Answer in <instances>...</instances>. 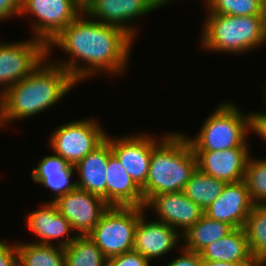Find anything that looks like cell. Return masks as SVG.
<instances>
[{
    "instance_id": "obj_7",
    "label": "cell",
    "mask_w": 266,
    "mask_h": 266,
    "mask_svg": "<svg viewBox=\"0 0 266 266\" xmlns=\"http://www.w3.org/2000/svg\"><path fill=\"white\" fill-rule=\"evenodd\" d=\"M107 134L96 120L71 121L51 133L50 144L54 154L75 166L105 139Z\"/></svg>"
},
{
    "instance_id": "obj_25",
    "label": "cell",
    "mask_w": 266,
    "mask_h": 266,
    "mask_svg": "<svg viewBox=\"0 0 266 266\" xmlns=\"http://www.w3.org/2000/svg\"><path fill=\"white\" fill-rule=\"evenodd\" d=\"M243 228L252 257L266 265V204H254Z\"/></svg>"
},
{
    "instance_id": "obj_18",
    "label": "cell",
    "mask_w": 266,
    "mask_h": 266,
    "mask_svg": "<svg viewBox=\"0 0 266 266\" xmlns=\"http://www.w3.org/2000/svg\"><path fill=\"white\" fill-rule=\"evenodd\" d=\"M106 179V202L110 206H145L141 188L113 153L108 159Z\"/></svg>"
},
{
    "instance_id": "obj_14",
    "label": "cell",
    "mask_w": 266,
    "mask_h": 266,
    "mask_svg": "<svg viewBox=\"0 0 266 266\" xmlns=\"http://www.w3.org/2000/svg\"><path fill=\"white\" fill-rule=\"evenodd\" d=\"M253 206L246 183L242 180L226 183L216 201L204 210V215L233 228H242Z\"/></svg>"
},
{
    "instance_id": "obj_10",
    "label": "cell",
    "mask_w": 266,
    "mask_h": 266,
    "mask_svg": "<svg viewBox=\"0 0 266 266\" xmlns=\"http://www.w3.org/2000/svg\"><path fill=\"white\" fill-rule=\"evenodd\" d=\"M53 202L79 236L88 235L110 206L102 197L77 187Z\"/></svg>"
},
{
    "instance_id": "obj_13",
    "label": "cell",
    "mask_w": 266,
    "mask_h": 266,
    "mask_svg": "<svg viewBox=\"0 0 266 266\" xmlns=\"http://www.w3.org/2000/svg\"><path fill=\"white\" fill-rule=\"evenodd\" d=\"M151 207L155 209L158 221L165 222L176 230L182 229L181 234L204 215V210L190 200L183 191L152 196L144 208L147 210Z\"/></svg>"
},
{
    "instance_id": "obj_27",
    "label": "cell",
    "mask_w": 266,
    "mask_h": 266,
    "mask_svg": "<svg viewBox=\"0 0 266 266\" xmlns=\"http://www.w3.org/2000/svg\"><path fill=\"white\" fill-rule=\"evenodd\" d=\"M209 13L232 16L266 15V0H207Z\"/></svg>"
},
{
    "instance_id": "obj_6",
    "label": "cell",
    "mask_w": 266,
    "mask_h": 266,
    "mask_svg": "<svg viewBox=\"0 0 266 266\" xmlns=\"http://www.w3.org/2000/svg\"><path fill=\"white\" fill-rule=\"evenodd\" d=\"M144 211V207L109 206L87 236L107 259L132 251L136 225Z\"/></svg>"
},
{
    "instance_id": "obj_12",
    "label": "cell",
    "mask_w": 266,
    "mask_h": 266,
    "mask_svg": "<svg viewBox=\"0 0 266 266\" xmlns=\"http://www.w3.org/2000/svg\"><path fill=\"white\" fill-rule=\"evenodd\" d=\"M160 7L158 0H91L83 11L92 19L123 29L135 39L137 31L128 22Z\"/></svg>"
},
{
    "instance_id": "obj_35",
    "label": "cell",
    "mask_w": 266,
    "mask_h": 266,
    "mask_svg": "<svg viewBox=\"0 0 266 266\" xmlns=\"http://www.w3.org/2000/svg\"><path fill=\"white\" fill-rule=\"evenodd\" d=\"M79 7H81L83 10L86 8V6L91 2V0H73Z\"/></svg>"
},
{
    "instance_id": "obj_8",
    "label": "cell",
    "mask_w": 266,
    "mask_h": 266,
    "mask_svg": "<svg viewBox=\"0 0 266 266\" xmlns=\"http://www.w3.org/2000/svg\"><path fill=\"white\" fill-rule=\"evenodd\" d=\"M32 40L0 43V95L31 74L48 58V46Z\"/></svg>"
},
{
    "instance_id": "obj_5",
    "label": "cell",
    "mask_w": 266,
    "mask_h": 266,
    "mask_svg": "<svg viewBox=\"0 0 266 266\" xmlns=\"http://www.w3.org/2000/svg\"><path fill=\"white\" fill-rule=\"evenodd\" d=\"M250 114H244L234 103L225 102L209 115L194 139L186 136L193 151H221L248 148Z\"/></svg>"
},
{
    "instance_id": "obj_34",
    "label": "cell",
    "mask_w": 266,
    "mask_h": 266,
    "mask_svg": "<svg viewBox=\"0 0 266 266\" xmlns=\"http://www.w3.org/2000/svg\"><path fill=\"white\" fill-rule=\"evenodd\" d=\"M202 266H261L257 261L222 262L202 259Z\"/></svg>"
},
{
    "instance_id": "obj_9",
    "label": "cell",
    "mask_w": 266,
    "mask_h": 266,
    "mask_svg": "<svg viewBox=\"0 0 266 266\" xmlns=\"http://www.w3.org/2000/svg\"><path fill=\"white\" fill-rule=\"evenodd\" d=\"M82 12L73 0H23L20 16L29 14L37 18L31 27L34 38L48 45Z\"/></svg>"
},
{
    "instance_id": "obj_2",
    "label": "cell",
    "mask_w": 266,
    "mask_h": 266,
    "mask_svg": "<svg viewBox=\"0 0 266 266\" xmlns=\"http://www.w3.org/2000/svg\"><path fill=\"white\" fill-rule=\"evenodd\" d=\"M50 61L46 58L31 74L0 95L2 126L52 107L78 83L63 67Z\"/></svg>"
},
{
    "instance_id": "obj_11",
    "label": "cell",
    "mask_w": 266,
    "mask_h": 266,
    "mask_svg": "<svg viewBox=\"0 0 266 266\" xmlns=\"http://www.w3.org/2000/svg\"><path fill=\"white\" fill-rule=\"evenodd\" d=\"M106 139L110 142L112 153L123 165L128 175L142 188L148 176L152 150L162 140L143 133L119 139L106 136Z\"/></svg>"
},
{
    "instance_id": "obj_17",
    "label": "cell",
    "mask_w": 266,
    "mask_h": 266,
    "mask_svg": "<svg viewBox=\"0 0 266 266\" xmlns=\"http://www.w3.org/2000/svg\"><path fill=\"white\" fill-rule=\"evenodd\" d=\"M41 206L26 218L29 230L40 238V241L34 243L51 245V241L62 238L59 246H69L77 236H69V232L74 231L70 222L58 211L53 201Z\"/></svg>"
},
{
    "instance_id": "obj_4",
    "label": "cell",
    "mask_w": 266,
    "mask_h": 266,
    "mask_svg": "<svg viewBox=\"0 0 266 266\" xmlns=\"http://www.w3.org/2000/svg\"><path fill=\"white\" fill-rule=\"evenodd\" d=\"M202 47L213 52L245 53L266 42V15L232 16L208 13Z\"/></svg>"
},
{
    "instance_id": "obj_21",
    "label": "cell",
    "mask_w": 266,
    "mask_h": 266,
    "mask_svg": "<svg viewBox=\"0 0 266 266\" xmlns=\"http://www.w3.org/2000/svg\"><path fill=\"white\" fill-rule=\"evenodd\" d=\"M200 254L202 259L210 261H256L250 252L243 227L234 228L223 238L209 244Z\"/></svg>"
},
{
    "instance_id": "obj_33",
    "label": "cell",
    "mask_w": 266,
    "mask_h": 266,
    "mask_svg": "<svg viewBox=\"0 0 266 266\" xmlns=\"http://www.w3.org/2000/svg\"><path fill=\"white\" fill-rule=\"evenodd\" d=\"M250 131L266 141V112L250 113Z\"/></svg>"
},
{
    "instance_id": "obj_37",
    "label": "cell",
    "mask_w": 266,
    "mask_h": 266,
    "mask_svg": "<svg viewBox=\"0 0 266 266\" xmlns=\"http://www.w3.org/2000/svg\"><path fill=\"white\" fill-rule=\"evenodd\" d=\"M0 127H2V122H1V108H0Z\"/></svg>"
},
{
    "instance_id": "obj_36",
    "label": "cell",
    "mask_w": 266,
    "mask_h": 266,
    "mask_svg": "<svg viewBox=\"0 0 266 266\" xmlns=\"http://www.w3.org/2000/svg\"><path fill=\"white\" fill-rule=\"evenodd\" d=\"M169 1H172V0H161V6H164L165 4H168ZM207 0H204V2H206Z\"/></svg>"
},
{
    "instance_id": "obj_23",
    "label": "cell",
    "mask_w": 266,
    "mask_h": 266,
    "mask_svg": "<svg viewBox=\"0 0 266 266\" xmlns=\"http://www.w3.org/2000/svg\"><path fill=\"white\" fill-rule=\"evenodd\" d=\"M18 266H65V251L55 244L16 243Z\"/></svg>"
},
{
    "instance_id": "obj_3",
    "label": "cell",
    "mask_w": 266,
    "mask_h": 266,
    "mask_svg": "<svg viewBox=\"0 0 266 266\" xmlns=\"http://www.w3.org/2000/svg\"><path fill=\"white\" fill-rule=\"evenodd\" d=\"M152 150L145 185L141 188L146 203L152 196L183 191L197 169L196 155L182 133H167Z\"/></svg>"
},
{
    "instance_id": "obj_32",
    "label": "cell",
    "mask_w": 266,
    "mask_h": 266,
    "mask_svg": "<svg viewBox=\"0 0 266 266\" xmlns=\"http://www.w3.org/2000/svg\"><path fill=\"white\" fill-rule=\"evenodd\" d=\"M23 0H0V20L19 16Z\"/></svg>"
},
{
    "instance_id": "obj_19",
    "label": "cell",
    "mask_w": 266,
    "mask_h": 266,
    "mask_svg": "<svg viewBox=\"0 0 266 266\" xmlns=\"http://www.w3.org/2000/svg\"><path fill=\"white\" fill-rule=\"evenodd\" d=\"M112 154L110 142L105 139L92 152L80 160L74 169L78 171L79 179L76 186L79 189L98 195L106 201V167Z\"/></svg>"
},
{
    "instance_id": "obj_26",
    "label": "cell",
    "mask_w": 266,
    "mask_h": 266,
    "mask_svg": "<svg viewBox=\"0 0 266 266\" xmlns=\"http://www.w3.org/2000/svg\"><path fill=\"white\" fill-rule=\"evenodd\" d=\"M64 251L65 266H107V258L87 235H77Z\"/></svg>"
},
{
    "instance_id": "obj_1",
    "label": "cell",
    "mask_w": 266,
    "mask_h": 266,
    "mask_svg": "<svg viewBox=\"0 0 266 266\" xmlns=\"http://www.w3.org/2000/svg\"><path fill=\"white\" fill-rule=\"evenodd\" d=\"M84 15L83 11L47 45L48 60L52 46L69 54V60L55 61V64L63 67L77 82L89 79L100 71L120 74L128 65L134 39L119 27L92 20L91 17L86 20L88 15ZM77 60L86 61L87 66L80 65Z\"/></svg>"
},
{
    "instance_id": "obj_24",
    "label": "cell",
    "mask_w": 266,
    "mask_h": 266,
    "mask_svg": "<svg viewBox=\"0 0 266 266\" xmlns=\"http://www.w3.org/2000/svg\"><path fill=\"white\" fill-rule=\"evenodd\" d=\"M225 185V181L211 177L197 168L185 185L183 193L205 210L216 201Z\"/></svg>"
},
{
    "instance_id": "obj_28",
    "label": "cell",
    "mask_w": 266,
    "mask_h": 266,
    "mask_svg": "<svg viewBox=\"0 0 266 266\" xmlns=\"http://www.w3.org/2000/svg\"><path fill=\"white\" fill-rule=\"evenodd\" d=\"M248 158L244 181L254 204H266V159Z\"/></svg>"
},
{
    "instance_id": "obj_29",
    "label": "cell",
    "mask_w": 266,
    "mask_h": 266,
    "mask_svg": "<svg viewBox=\"0 0 266 266\" xmlns=\"http://www.w3.org/2000/svg\"><path fill=\"white\" fill-rule=\"evenodd\" d=\"M107 266H150V262L132 250L107 259Z\"/></svg>"
},
{
    "instance_id": "obj_15",
    "label": "cell",
    "mask_w": 266,
    "mask_h": 266,
    "mask_svg": "<svg viewBox=\"0 0 266 266\" xmlns=\"http://www.w3.org/2000/svg\"><path fill=\"white\" fill-rule=\"evenodd\" d=\"M249 148H228L221 151H194L197 168L211 177L235 183L244 180Z\"/></svg>"
},
{
    "instance_id": "obj_31",
    "label": "cell",
    "mask_w": 266,
    "mask_h": 266,
    "mask_svg": "<svg viewBox=\"0 0 266 266\" xmlns=\"http://www.w3.org/2000/svg\"><path fill=\"white\" fill-rule=\"evenodd\" d=\"M182 256L171 260L167 266H202V257L200 253L182 250Z\"/></svg>"
},
{
    "instance_id": "obj_22",
    "label": "cell",
    "mask_w": 266,
    "mask_h": 266,
    "mask_svg": "<svg viewBox=\"0 0 266 266\" xmlns=\"http://www.w3.org/2000/svg\"><path fill=\"white\" fill-rule=\"evenodd\" d=\"M233 229L231 225L225 222L210 219L203 215L197 223L181 234V238L185 242V247L183 246L182 249L200 253L209 244L223 238Z\"/></svg>"
},
{
    "instance_id": "obj_20",
    "label": "cell",
    "mask_w": 266,
    "mask_h": 266,
    "mask_svg": "<svg viewBox=\"0 0 266 266\" xmlns=\"http://www.w3.org/2000/svg\"><path fill=\"white\" fill-rule=\"evenodd\" d=\"M74 171L73 165L68 164L60 156L53 154L44 156L39 161L37 167L32 170V179L50 188L54 192V196L50 195L54 199L50 201H55L58 197L77 187L75 181H70Z\"/></svg>"
},
{
    "instance_id": "obj_30",
    "label": "cell",
    "mask_w": 266,
    "mask_h": 266,
    "mask_svg": "<svg viewBox=\"0 0 266 266\" xmlns=\"http://www.w3.org/2000/svg\"><path fill=\"white\" fill-rule=\"evenodd\" d=\"M0 266H18L16 244L0 241Z\"/></svg>"
},
{
    "instance_id": "obj_16",
    "label": "cell",
    "mask_w": 266,
    "mask_h": 266,
    "mask_svg": "<svg viewBox=\"0 0 266 266\" xmlns=\"http://www.w3.org/2000/svg\"><path fill=\"white\" fill-rule=\"evenodd\" d=\"M144 213L139 216L136 225L133 250L150 262L152 258L163 257L175 248L177 242L179 243V239H181V233L157 219L156 221L147 222Z\"/></svg>"
}]
</instances>
